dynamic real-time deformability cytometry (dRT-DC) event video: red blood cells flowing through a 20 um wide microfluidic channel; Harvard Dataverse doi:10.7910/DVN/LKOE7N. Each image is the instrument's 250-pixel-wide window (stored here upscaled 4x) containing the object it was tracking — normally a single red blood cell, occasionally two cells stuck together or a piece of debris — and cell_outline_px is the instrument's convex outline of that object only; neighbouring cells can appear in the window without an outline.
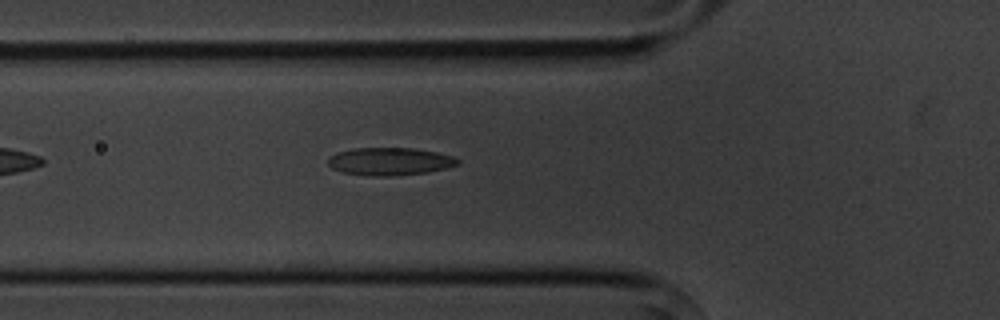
{"species": "common noctule bat (a hibernating species)", "species_latin": "Nyctalus noctula", "temperature_condition": "cold", "stored_images_in_passage": 5, "camera_frame_rate_fps": 3000, "um_per_image_px": 0.085, "animal": {"sex": "male", "body_mass_g": 20.1, "forearm_length_mm": 53.5}, "frame": {"image": 1, "passage_image": 5, "time_ms": 5.333, "image_size_px": [1000, 320], "cell_outline_px": [[460, 164], [448, 168], [428, 172], [392, 176], [368, 176], [340, 172], [332, 168], [328, 164], [328, 160], [332, 156], [340, 152], [356, 148], [412, 148], [436, 152], [452, 156], [460, 160]], "centroid_in_image_um": [33.17, 13.73], "position_along_channel_um": 92.6, "area_um2": 20.92}}